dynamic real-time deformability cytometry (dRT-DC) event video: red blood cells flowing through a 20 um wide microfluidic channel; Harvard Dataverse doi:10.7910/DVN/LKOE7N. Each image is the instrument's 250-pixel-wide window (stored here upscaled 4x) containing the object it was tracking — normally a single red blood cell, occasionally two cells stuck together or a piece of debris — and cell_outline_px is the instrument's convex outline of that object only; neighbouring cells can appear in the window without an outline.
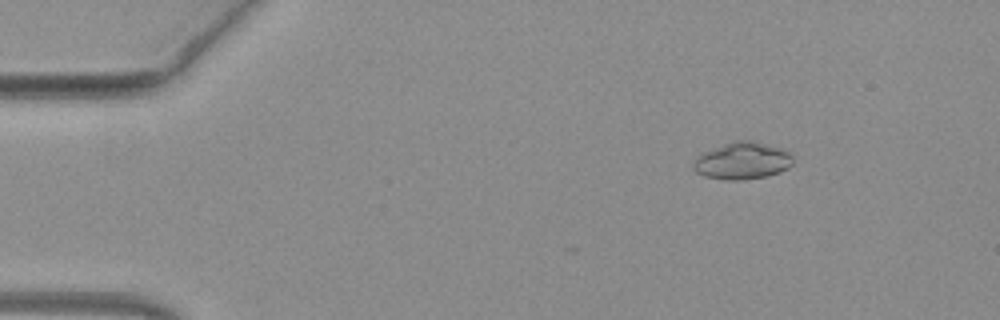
{"species": "common noctule bat (a hibernating species)", "species_latin": "Nyctalus noctula", "temperature_condition": "warm", "stored_images_in_passage": 41, "camera_frame_rate_fps": 3000, "um_per_image_px": 0.085, "animal": {"sex": "female", "body_mass_g": 19.3, "forearm_length_mm": 54.1}, "frame": {"image": 1, "passage_image": 8, "time_ms": 2.333, "image_size_px": [1000, 320], "cell_outline_px": [[792, 164], [788, 168], [780, 172], [768, 176], [740, 180], [728, 180], [704, 176], [696, 172], [692, 168], [692, 164], [696, 156], [700, 152], [732, 140], [756, 140], [784, 148], [792, 156]], "centroid_in_image_um": [63.08, 13.64], "position_along_channel_um": 21.9, "area_um2": 22.14}}
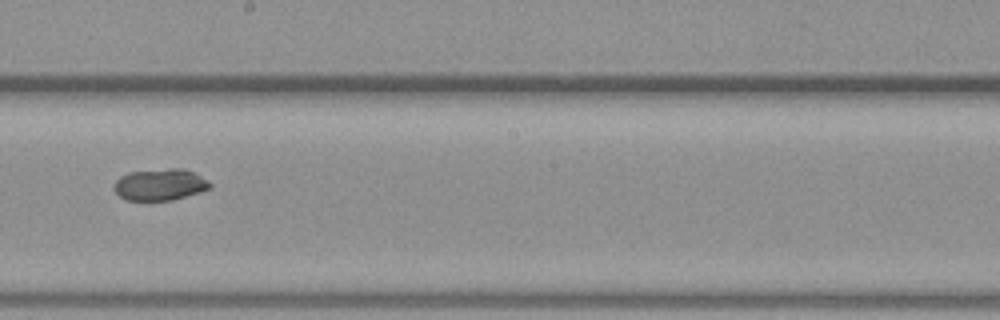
{"frame": {"image": 2, "passage_image": 30, "time_ms": 9.667, "image_size_px": [1000, 320], "cell_outline_px": [[212, 188], [200, 192], [172, 200], [124, 200], [116, 192], [116, 180], [120, 176], [128, 172], [168, 168], [184, 168], [196, 172], [208, 180], [212, 184]], "centroid_in_image_um": [13.66, 15.67], "position_along_channel_um": 234.5, "area_um2": 17.8}}
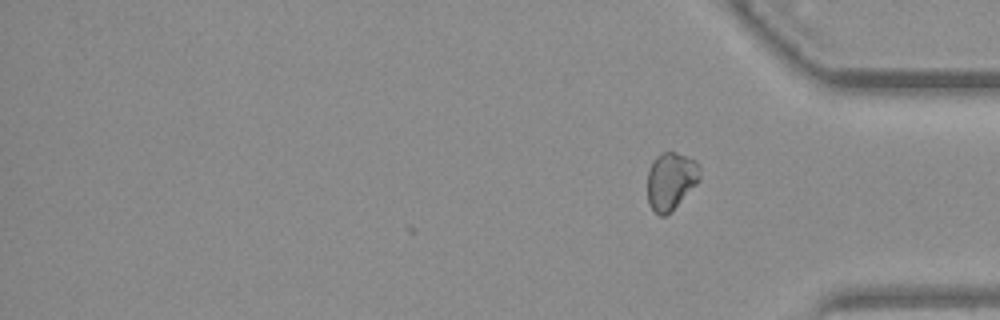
{"frame": {"image": 3, "passage_image": 41, "time_ms": 13.333, "image_size_px": [1000, 320], "cell_outline_px": [[700, 180], [672, 212], [664, 216], [660, 216], [648, 204], [648, 168], [652, 160], [660, 152], [676, 152], [696, 160], [700, 164]], "centroid_in_image_um": [57.03, 15.36], "position_along_channel_um": 378.2, "area_um2": 17.92}, "authors_computed_cell_mechanics": {"area_um2": 18.4382, "velocity_mm_per_s": 4.0689, "shape_relaxation_time_tau1_ms": 3.6613, "shape_relaxation_time_tau2_ms": null, "deformation_change_tau1": 0.1399, "deformation_change_tau2": null}}